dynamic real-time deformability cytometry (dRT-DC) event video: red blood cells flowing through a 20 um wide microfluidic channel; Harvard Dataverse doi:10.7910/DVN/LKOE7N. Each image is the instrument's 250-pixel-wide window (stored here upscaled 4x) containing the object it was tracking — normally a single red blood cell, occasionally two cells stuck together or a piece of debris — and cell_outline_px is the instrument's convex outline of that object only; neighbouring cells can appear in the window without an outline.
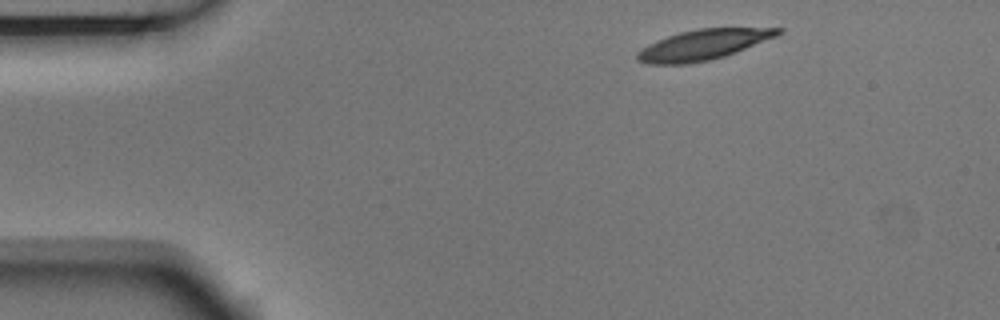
{"species": "Egyptian fruit bat (a non-hibernating species)", "species_latin": "Rousettus aegyptiacus", "temperature_condition": "room temperature", "stored_images_in_passage": 3, "camera_frame_rate_fps": 3000, "um_per_image_px": 0.085, "animal": {"sex": "male"}, "frame": {"image": 1, "passage_image": 1, "time_ms": 0.0, "image_size_px": [1000, 320], "cell_outline_px": [[784, 32], [776, 36], [736, 52], [724, 56], [708, 60], [688, 64], [648, 64], [636, 60], [636, 52], [648, 44], [656, 40], [680, 32], [700, 28], [784, 28]], "centroid_in_image_um": [59.74, 3.8], "position_along_channel_um": 25.3, "area_um2": 24.74}}